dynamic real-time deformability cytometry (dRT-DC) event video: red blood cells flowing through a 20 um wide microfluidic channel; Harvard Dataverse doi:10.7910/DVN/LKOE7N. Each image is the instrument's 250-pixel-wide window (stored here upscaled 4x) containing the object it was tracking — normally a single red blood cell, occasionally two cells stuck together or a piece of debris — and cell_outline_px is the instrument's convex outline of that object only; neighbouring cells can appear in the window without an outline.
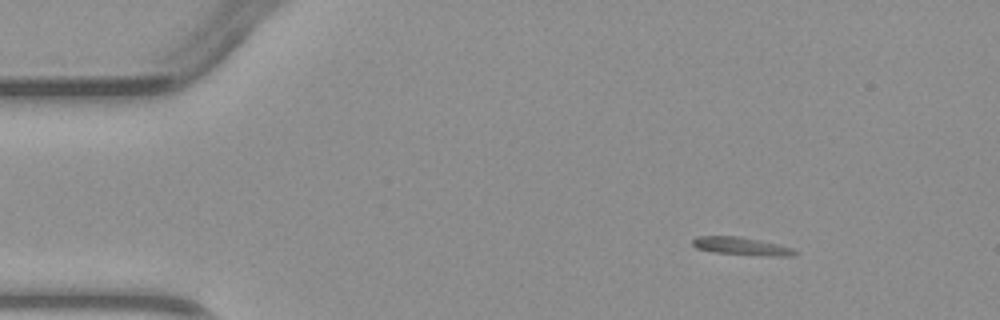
{"species": "common noctule bat (a hibernating species)", "species_latin": "Nyctalus noctula", "temperature_condition": "warm", "stored_images_in_passage": 3, "camera_frame_rate_fps": 3000, "um_per_image_px": 0.085, "animal": {"sex": "male", "body_mass_g": 23.1, "forearm_length_mm": 52.7}, "frame": {"image": 1, "passage_image": 1, "time_ms": 0.0, "image_size_px": [1000, 320], "cell_outline_px": [[800, 252], [792, 256], [768, 256], [716, 252], [696, 248], [692, 244], [692, 240], [696, 236], [740, 236], [780, 244], [792, 248]], "centroid_in_image_um": [63.07, 20.92], "position_along_channel_um": 21.9, "area_um2": 10.69}}
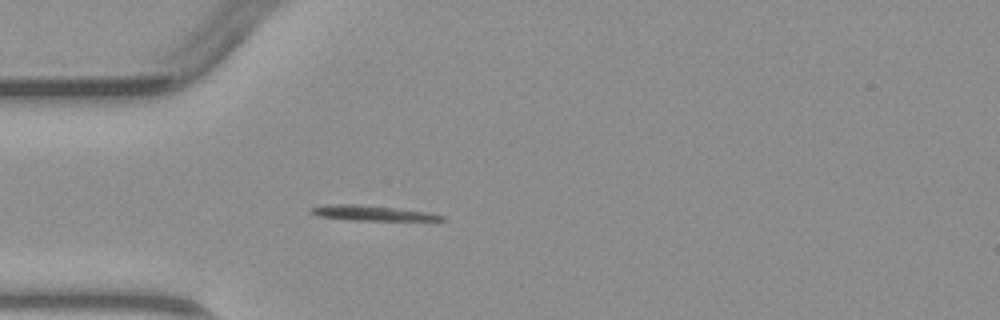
{"frame": {"image": 2, "passage_image": 3, "time_ms": 2.333, "image_size_px": [1000, 320], "cell_outline_px": [[448, 220], [352, 220], [316, 216], [308, 212], [308, 208], [324, 204], [356, 204], [396, 208], [428, 212], [444, 216]], "centroid_in_image_um": [31.52, 18.1], "position_along_channel_um": 53.5, "area_um2": 11.56}}